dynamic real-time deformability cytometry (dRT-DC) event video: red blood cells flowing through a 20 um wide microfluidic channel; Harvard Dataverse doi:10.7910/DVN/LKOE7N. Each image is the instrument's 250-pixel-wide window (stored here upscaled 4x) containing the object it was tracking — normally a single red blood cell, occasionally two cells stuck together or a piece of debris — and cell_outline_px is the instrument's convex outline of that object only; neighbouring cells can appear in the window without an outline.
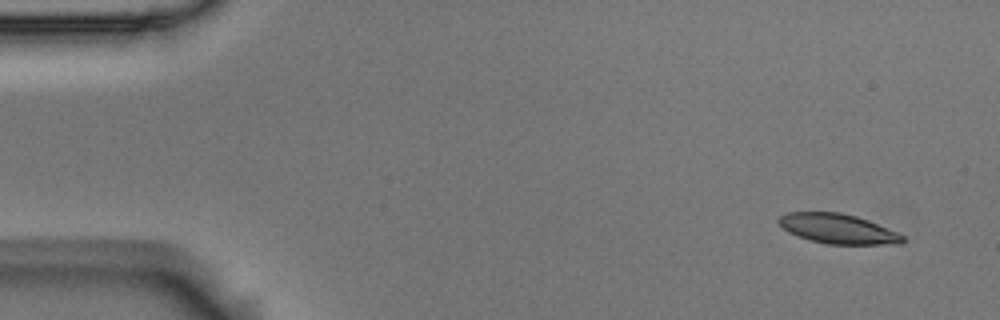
{"species": "Egyptian fruit bat (a non-hibernating species)", "species_latin": "Rousettus aegyptiacus", "temperature_condition": "room temperature", "stored_images_in_passage": 6, "camera_frame_rate_fps": 3000, "um_per_image_px": 0.085, "animal": {"sex": "male"}, "frame": {"image": 1, "passage_image": 1, "time_ms": 0.0, "image_size_px": [1000, 320], "cell_outline_px": [[904, 240], [900, 244], [828, 244], [808, 240], [788, 232], [776, 220], [780, 216], [788, 212], [840, 212], [856, 216], [868, 220], [896, 232], [904, 236]], "centroid_in_image_um": [71.19, 19.44], "position_along_channel_um": 13.8, "area_um2": 21.39}}
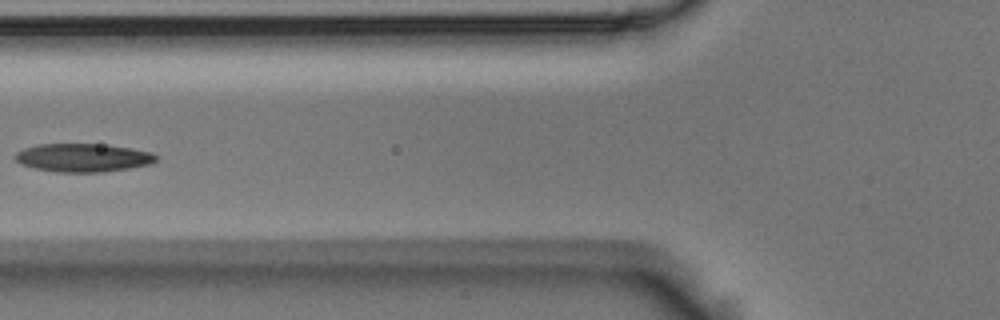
{"frame": {"image": 2, "passage_image": 6, "time_ms": 1.667, "image_size_px": [1000, 320], "cell_outline_px": [[160, 156], [152, 164], [104, 172], [56, 172], [36, 168], [20, 164], [12, 156], [16, 152], [24, 148], [36, 144], [108, 144], [132, 148], [152, 152]], "centroid_in_image_um": [7.07, 13.39], "position_along_channel_um": 118.7, "area_um2": 23.58}}